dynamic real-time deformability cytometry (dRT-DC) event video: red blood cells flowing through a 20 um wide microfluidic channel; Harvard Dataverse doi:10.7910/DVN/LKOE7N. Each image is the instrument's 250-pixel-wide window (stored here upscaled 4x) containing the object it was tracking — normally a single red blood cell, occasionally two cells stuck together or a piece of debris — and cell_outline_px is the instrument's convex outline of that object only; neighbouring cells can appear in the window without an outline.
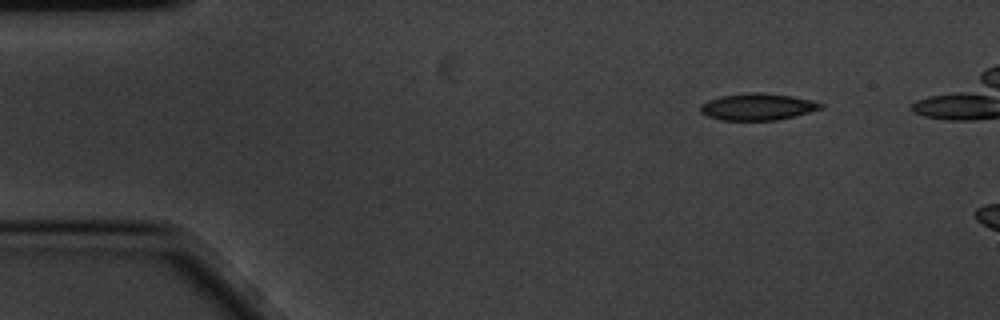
{"species": "common noctule bat (a hibernating species)", "species_latin": "Nyctalus noctula", "temperature_condition": "cold", "stored_images_in_passage": 4, "camera_frame_rate_fps": 3000, "um_per_image_px": 0.085, "animal": {"sex": "male", "body_mass_g": 20.1, "forearm_length_mm": 53.5}, "frame": {"image": 1, "passage_image": 1, "time_ms": 0.0, "image_size_px": [1000, 320], "cell_outline_px": [[824, 108], [776, 120], [720, 120], [708, 116], [700, 112], [700, 104], [708, 100], [720, 96], [752, 92], [764, 92], [792, 96], [812, 100], [824, 104]], "centroid_in_image_um": [64.38, 9.07], "position_along_channel_um": 20.6, "area_um2": 18.79}}